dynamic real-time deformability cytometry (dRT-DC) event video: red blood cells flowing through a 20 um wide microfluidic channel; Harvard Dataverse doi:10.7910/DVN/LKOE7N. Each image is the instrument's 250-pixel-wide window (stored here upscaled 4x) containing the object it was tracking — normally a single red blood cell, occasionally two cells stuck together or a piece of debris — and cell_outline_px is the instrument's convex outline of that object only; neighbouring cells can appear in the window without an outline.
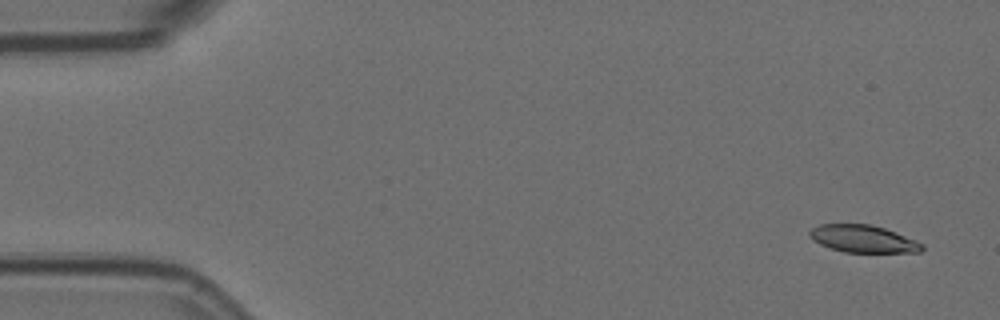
{"species": "Egyptian fruit bat (a non-hibernating species)", "species_latin": "Rousettus aegyptiacus", "temperature_condition": "room temperature", "stored_images_in_passage": 4, "camera_frame_rate_fps": 3000, "um_per_image_px": 0.085, "animal": {"sex": "female"}, "frame": {"image": 1, "passage_image": 1, "time_ms": 0.0, "image_size_px": [1000, 320], "cell_outline_px": [[924, 248], [920, 252], [844, 252], [820, 244], [812, 240], [808, 236], [808, 232], [812, 228], [820, 224], [872, 224], [896, 232], [916, 240], [924, 244]], "centroid_in_image_um": [73.36, 20.29], "position_along_channel_um": 11.6, "area_um2": 17.98}}
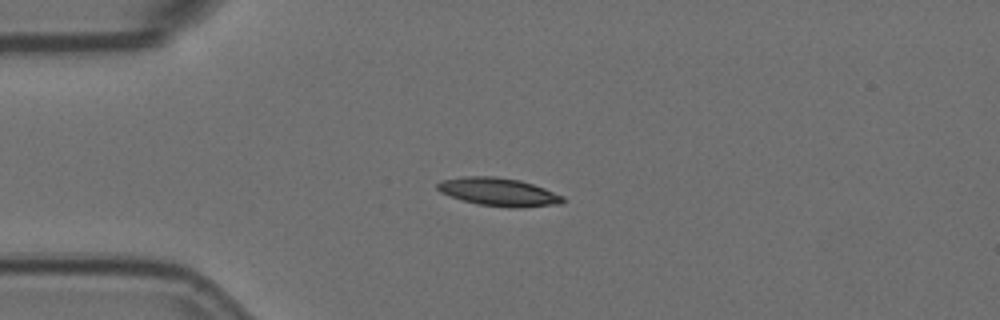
{"frame": {"image": 2, "passage_image": 4, "time_ms": 1.0, "image_size_px": [1000, 320], "cell_outline_px": [[564, 204], [520, 208], [508, 208], [476, 204], [460, 200], [440, 192], [436, 188], [436, 184], [440, 180], [464, 176], [496, 176], [520, 180], [544, 188], [564, 196]], "centroid_in_image_um": [42.38, 16.32], "position_along_channel_um": 42.6, "area_um2": 20.98}}